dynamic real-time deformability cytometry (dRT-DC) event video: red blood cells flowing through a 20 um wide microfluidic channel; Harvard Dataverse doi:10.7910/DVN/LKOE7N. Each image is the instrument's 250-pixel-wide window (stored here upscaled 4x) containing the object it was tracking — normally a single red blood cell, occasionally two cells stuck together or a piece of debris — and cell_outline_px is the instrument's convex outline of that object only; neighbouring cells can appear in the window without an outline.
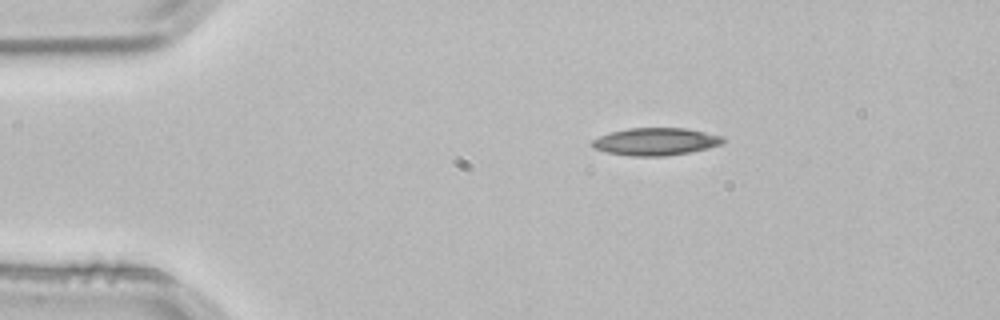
{"species": "common noctule bat (a hibernating species)", "species_latin": "Nyctalus noctula", "temperature_condition": "room temperature", "stored_images_in_passage": 3, "segment_of_instrument_passage": [1, 2], "camera_frame_rate_fps": 3000, "um_per_image_px": 0.085, "animal": {"sex": "male", "body_mass_g": 21.5, "forearm_length_mm": 52.0}, "frame": {"image": 1, "passage_image": 1, "time_ms": 0.0, "image_size_px": [1000, 320], "cell_outline_px": [[728, 140], [724, 144], [708, 148], [688, 152], [664, 156], [632, 156], [608, 152], [592, 148], [592, 140], [600, 136], [612, 132], [628, 128], [684, 128], [724, 136]], "centroid_in_image_um": [55.78, 12.03], "position_along_channel_um": 29.2, "area_um2": 20.92}}